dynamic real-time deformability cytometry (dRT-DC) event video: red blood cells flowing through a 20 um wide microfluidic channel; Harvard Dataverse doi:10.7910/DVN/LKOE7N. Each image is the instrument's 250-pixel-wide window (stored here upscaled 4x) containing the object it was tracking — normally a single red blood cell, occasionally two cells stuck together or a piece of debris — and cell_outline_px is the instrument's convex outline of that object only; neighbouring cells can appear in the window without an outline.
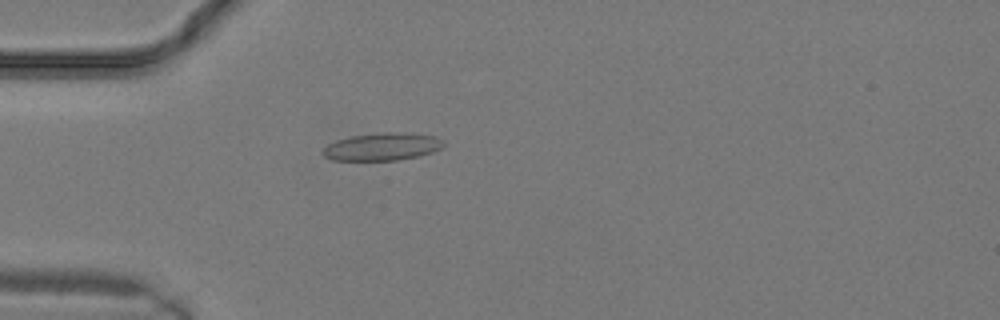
{"species": "common noctule bat (a hibernating species)", "species_latin": "Nyctalus noctula", "temperature_condition": "warm", "stored_images_in_passage": 7, "camera_frame_rate_fps": 3000, "um_per_image_px": 0.085, "animal": {"sex": "male", "body_mass_g": 19.2, "forearm_length_mm": 51.8}, "frame": {"image": 1, "passage_image": 5, "time_ms": 1.333, "image_size_px": [1000, 320], "cell_outline_px": [[444, 144], [440, 148], [432, 152], [420, 156], [396, 160], [332, 160], [324, 156], [320, 152], [328, 144], [336, 140], [352, 136], [384, 132], [412, 132], [436, 136]], "centroid_in_image_um": [32.48, 12.46], "position_along_channel_um": 52.5, "area_um2": 19.48}}
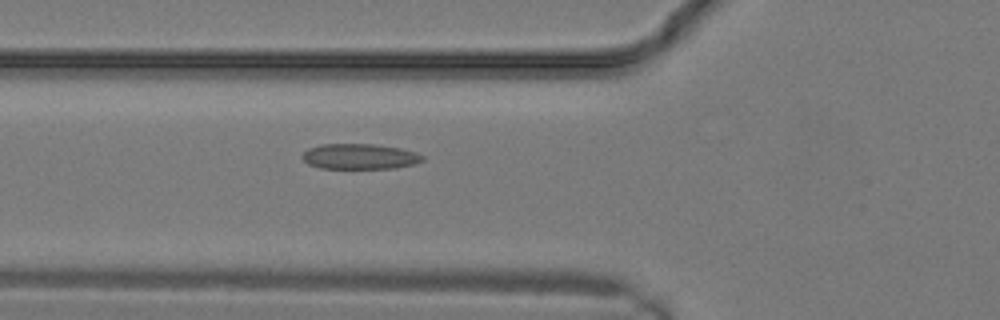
{"frame": {"image": 2, "passage_image": 7, "time_ms": 2.0, "image_size_px": [1000, 320], "cell_outline_px": [[424, 160], [412, 164], [396, 168], [320, 168], [308, 164], [300, 156], [308, 148], [320, 144], [372, 144], [400, 148], [416, 152], [424, 156]], "centroid_in_image_um": [30.55, 13.3], "position_along_channel_um": 95.2, "area_um2": 17.8}}